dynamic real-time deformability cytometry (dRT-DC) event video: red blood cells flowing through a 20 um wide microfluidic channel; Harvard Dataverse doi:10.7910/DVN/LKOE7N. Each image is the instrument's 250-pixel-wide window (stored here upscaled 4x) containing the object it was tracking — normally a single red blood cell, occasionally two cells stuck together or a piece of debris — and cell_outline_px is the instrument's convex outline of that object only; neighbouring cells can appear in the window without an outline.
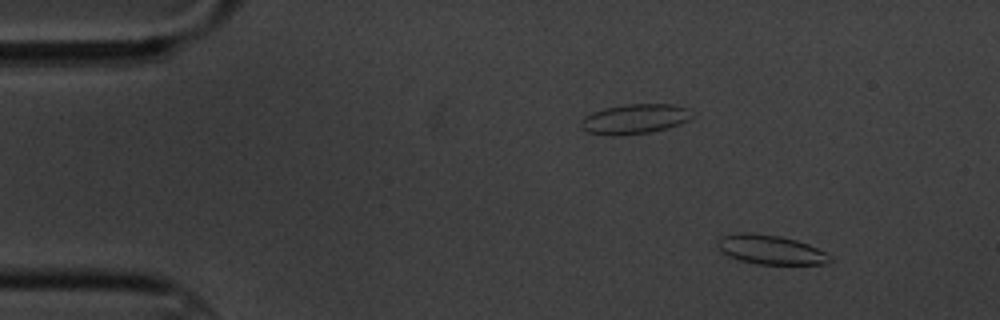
{"species": "common noctule bat (a hibernating species)", "species_latin": "Nyctalus noctula", "temperature_condition": "cold", "stored_images_in_passage": 5, "camera_frame_rate_fps": 3000, "um_per_image_px": 0.085, "animal": {"sex": "male", "body_mass_g": 20.1, "forearm_length_mm": 53.5}, "frame": {"image": 1, "passage_image": 1, "time_ms": 0.0, "image_size_px": [1000, 320], "cell_outline_px": [[832, 260], [828, 264], [756, 264], [740, 260], [728, 256], [720, 252], [716, 244], [716, 240], [720, 236], [736, 232], [748, 232], [780, 236], [796, 240], [808, 244], [832, 256]], "centroid_in_image_um": [65.44, 21.21], "position_along_channel_um": 19.6, "area_um2": 19.42}}